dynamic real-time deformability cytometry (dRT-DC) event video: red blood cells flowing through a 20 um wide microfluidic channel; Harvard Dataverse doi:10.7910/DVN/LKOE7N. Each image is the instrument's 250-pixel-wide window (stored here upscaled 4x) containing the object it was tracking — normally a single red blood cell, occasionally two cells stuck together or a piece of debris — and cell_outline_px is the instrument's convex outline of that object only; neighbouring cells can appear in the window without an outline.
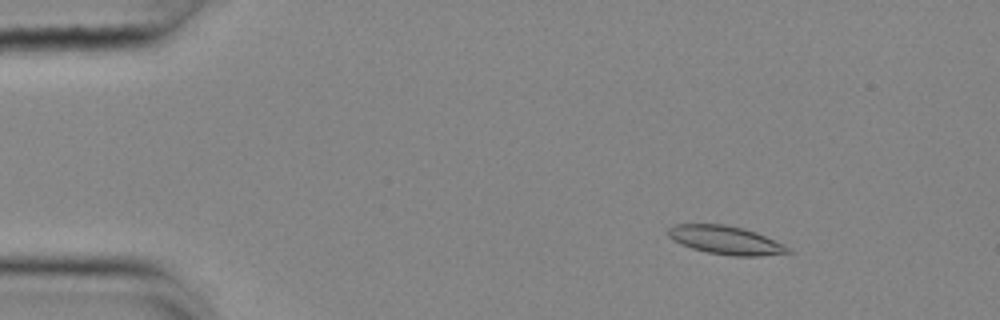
{"species": "common noctule bat (a hibernating species)", "species_latin": "Nyctalus noctula", "temperature_condition": "cold", "stored_images_in_passage": 14, "camera_frame_rate_fps": 3000, "um_per_image_px": 0.085, "animal": {"sex": "female", "body_mass_g": 25.1}, "frame": {"image": 1, "passage_image": 7, "time_ms": 2.0, "image_size_px": [1000, 320], "cell_outline_px": [[796, 252], [760, 256], [732, 256], [708, 252], [692, 248], [680, 244], [672, 240], [668, 236], [668, 228], [676, 224], [724, 224], [744, 228], [756, 232], [784, 244], [792, 248]], "centroid_in_image_um": [61.73, 20.41], "position_along_channel_um": 23.3, "area_um2": 20.06}}